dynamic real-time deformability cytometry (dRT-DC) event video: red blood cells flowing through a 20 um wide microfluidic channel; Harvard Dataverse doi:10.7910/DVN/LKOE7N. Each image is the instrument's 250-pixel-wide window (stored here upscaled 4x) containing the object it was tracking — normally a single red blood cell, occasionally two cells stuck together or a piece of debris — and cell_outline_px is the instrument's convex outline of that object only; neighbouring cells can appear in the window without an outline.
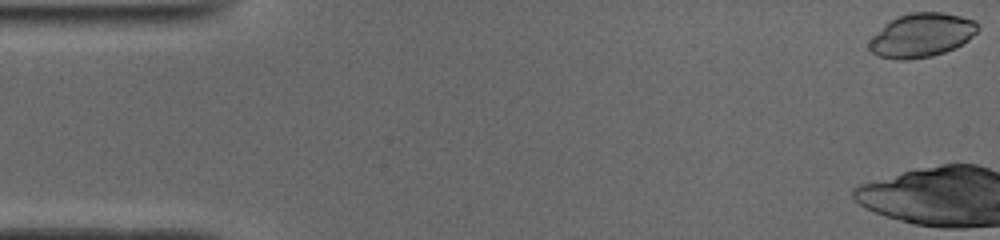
{"species": "common noctule bat (a hibernating species)", "species_latin": "Nyctalus noctula", "temperature_condition": "cold", "stored_images_in_passage": 6, "camera_frame_rate_fps": 3000, "um_per_image_px": 0.085, "animal": {"sex": "male", "body_mass_g": 19.0, "forearm_length_mm": 50.8}, "frame": {"image": 1, "passage_image": 1, "time_ms": 0.0, "image_size_px": [1000, 240], "cell_outline_px": [[980, 28], [968, 40], [944, 52], [932, 56], [908, 60], [900, 60], [876, 56], [868, 48], [868, 44], [872, 36], [884, 24], [900, 16], [912, 12], [940, 12], [960, 16], [972, 20]], "centroid_in_image_um": [78.29, 3.01], "position_along_channel_um": 6.7, "area_um2": 27.51}}